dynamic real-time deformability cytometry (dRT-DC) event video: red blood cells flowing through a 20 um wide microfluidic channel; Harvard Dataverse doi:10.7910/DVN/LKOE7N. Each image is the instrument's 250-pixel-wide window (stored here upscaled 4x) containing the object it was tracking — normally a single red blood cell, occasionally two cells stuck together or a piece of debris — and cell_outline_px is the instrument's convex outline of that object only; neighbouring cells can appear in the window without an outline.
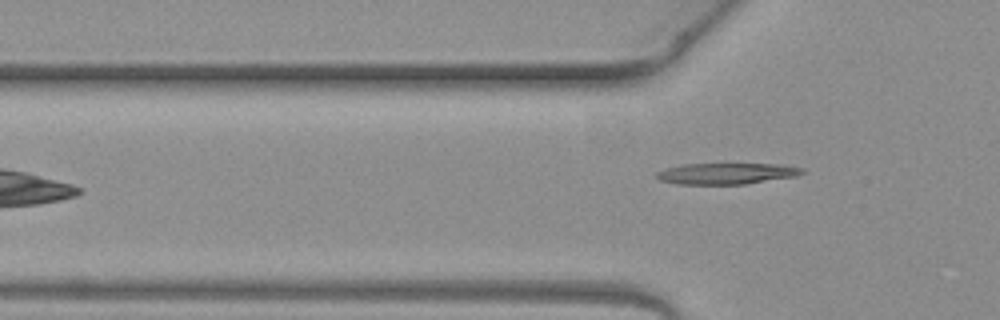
{"species": "common noctule bat (a hibernating species)", "species_latin": "Nyctalus noctula", "temperature_condition": "warm", "stored_images_in_passage": 5, "camera_frame_rate_fps": 3000, "um_per_image_px": 0.085, "animal": {"sex": "female", "body_mass_g": 19.3, "forearm_length_mm": 54.1}, "frame": {"image": 1, "passage_image": 3, "time_ms": 0.667, "image_size_px": [1000, 320], "cell_outline_px": [[804, 172], [796, 176], [744, 184], [676, 184], [660, 180], [656, 176], [656, 172], [680, 164], [784, 164], [804, 168]], "centroid_in_image_um": [61.77, 14.75], "position_along_channel_um": 64.0, "area_um2": 17.92}}
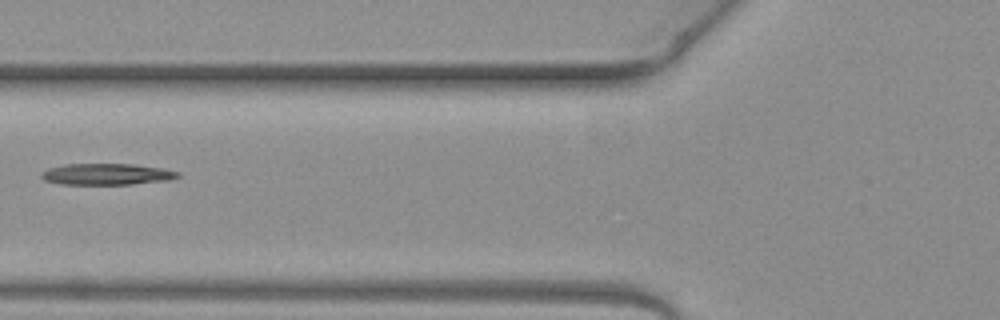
{"frame": {"image": 2, "passage_image": 4, "time_ms": 1.0, "image_size_px": [1000, 320], "cell_outline_px": [[180, 176], [168, 180], [132, 184], [60, 184], [44, 180], [40, 176], [40, 172], [48, 168], [64, 164], [136, 164], [164, 168], [180, 172]], "centroid_in_image_um": [9.07, 14.8], "position_along_channel_um": 116.7, "area_um2": 17.11}}
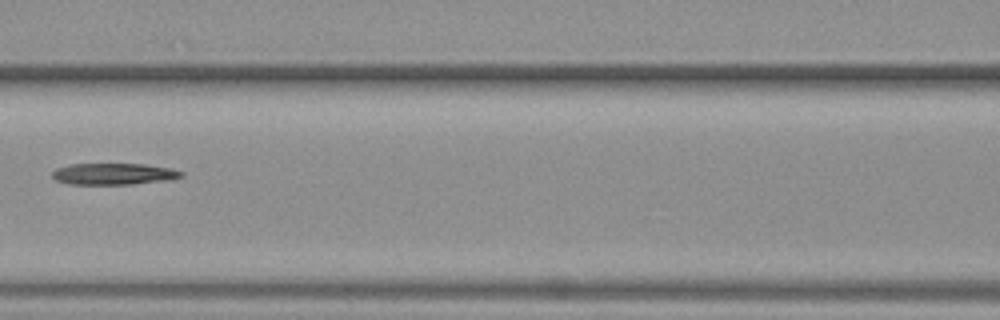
{"frame": {"image": 3, "passage_image": 5, "time_ms": 1.333, "image_size_px": [1000, 320], "cell_outline_px": [[184, 176], [172, 180], [132, 184], [68, 184], [56, 180], [52, 176], [52, 172], [56, 168], [72, 164], [144, 164], [172, 168], [184, 172]], "centroid_in_image_um": [9.72, 14.78], "position_along_channel_um": 156.9, "area_um2": 16.3}}